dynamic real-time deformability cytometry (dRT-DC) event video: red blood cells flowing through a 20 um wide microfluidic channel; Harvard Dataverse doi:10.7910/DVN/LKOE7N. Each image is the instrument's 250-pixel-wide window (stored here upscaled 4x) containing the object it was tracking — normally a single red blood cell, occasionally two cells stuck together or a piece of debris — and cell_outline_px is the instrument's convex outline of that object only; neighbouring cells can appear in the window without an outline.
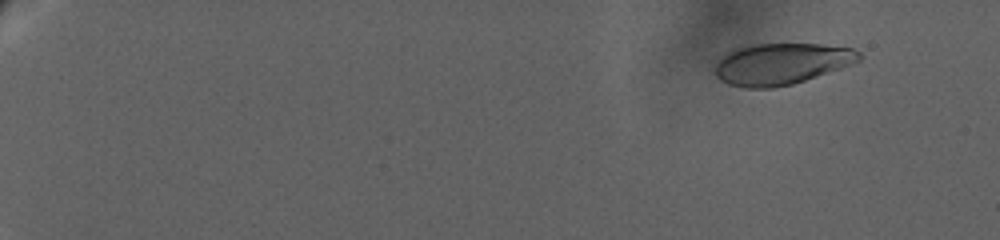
{"species": "human", "species_latin": "Homo sapiens", "temperature_condition": "warm", "stored_images_in_passage": 59, "camera_frame_rate_fps": 3000, "um_per_image_px": 0.085, "donor": {"sex": "female"}, "frame": {"image": 1, "passage_image": 7, "time_ms": 1.0, "image_size_px": [1000, 240], "cell_outline_px": [[860, 60], [852, 64], [792, 84], [772, 88], [744, 88], [728, 84], [720, 80], [716, 76], [716, 64], [728, 52], [736, 48], [752, 44], [820, 44], [852, 48], [860, 52]], "centroid_in_image_um": [66.41, 5.43], "position_along_channel_um": 18.6, "area_um2": 34.45}}
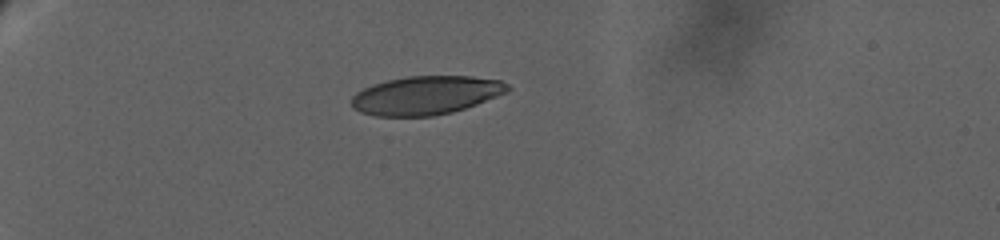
{"frame": {"image": 2, "passage_image": 38, "time_ms": 7.333, "image_size_px": [1000, 240], "cell_outline_px": [[512, 88], [508, 92], [476, 104], [452, 112], [432, 116], [376, 116], [360, 112], [352, 108], [352, 96], [356, 92], [372, 84], [388, 80], [408, 76], [472, 76], [500, 80], [508, 84]], "centroid_in_image_um": [36.21, 8.09], "position_along_channel_um": 48.8, "area_um2": 35.14}}
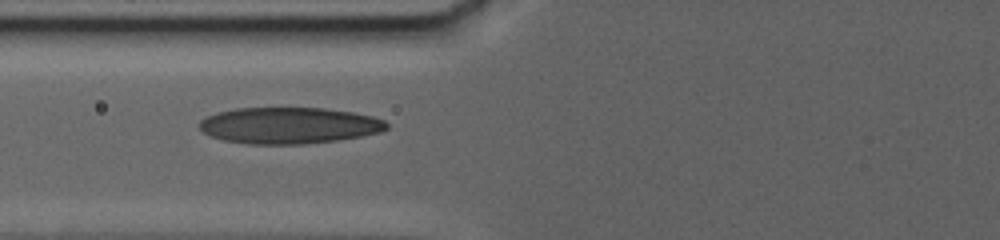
{"frame": {"image": 3, "passage_image": 58, "time_ms": 11.333, "image_size_px": [1000, 240], "cell_outline_px": [[388, 128], [380, 132], [360, 136], [336, 140], [304, 144], [248, 144], [224, 140], [212, 136], [204, 132], [196, 124], [200, 120], [216, 112], [236, 108], [324, 108], [352, 112], [372, 116], [384, 120], [388, 124]], "centroid_in_image_um": [24.55, 10.66], "position_along_channel_um": 101.3, "area_um2": 39.65}}